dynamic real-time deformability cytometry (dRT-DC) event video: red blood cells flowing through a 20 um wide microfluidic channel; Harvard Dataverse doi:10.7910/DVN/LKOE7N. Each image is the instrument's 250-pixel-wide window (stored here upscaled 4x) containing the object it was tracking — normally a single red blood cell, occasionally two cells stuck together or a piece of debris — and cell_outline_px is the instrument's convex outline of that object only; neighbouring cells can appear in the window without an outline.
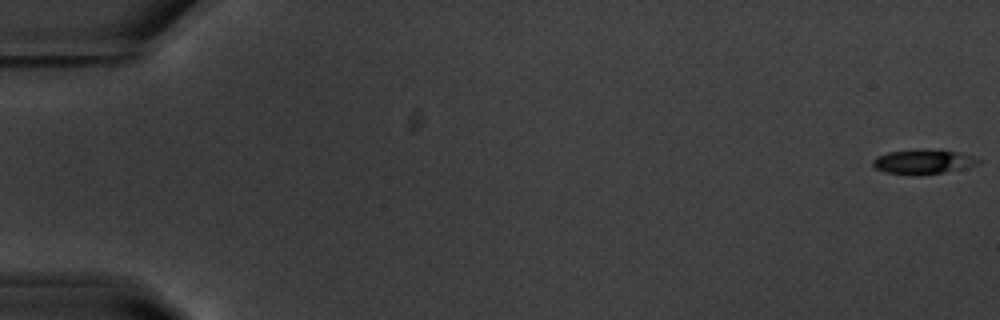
{"species": "common noctule bat (a hibernating species)", "species_latin": "Nyctalus noctula", "temperature_condition": "warm", "stored_images_in_passage": 18, "camera_frame_rate_fps": 3000, "um_per_image_px": 0.085, "animal": {"sex": "male", "body_mass_g": 20.1, "forearm_length_mm": 53.5}, "frame": {"image": 1, "passage_image": 1, "time_ms": 0.0, "image_size_px": [1000, 320], "cell_outline_px": [[980, 164], [968, 168], [920, 176], [912, 176], [888, 172], [876, 168], [872, 164], [872, 160], [876, 156], [888, 152], [912, 148], [924, 148], [960, 152], [972, 156], [980, 160]], "centroid_in_image_um": [78.48, 13.74], "position_along_channel_um": 6.5, "area_um2": 15.66}}
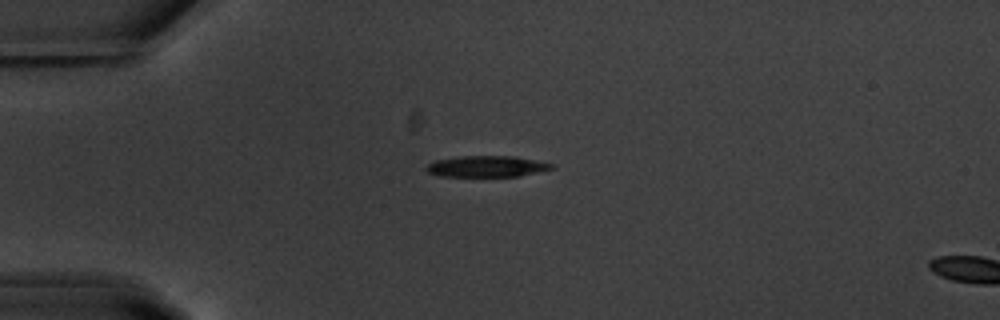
{"frame": {"image": 2, "passage_image": 15, "time_ms": 4.667, "image_size_px": [1000, 320], "cell_outline_px": [[556, 168], [520, 176], [440, 176], [428, 172], [424, 168], [428, 164], [436, 160], [464, 156], [512, 156], [556, 164]], "centroid_in_image_um": [41.41, 14.14], "position_along_channel_um": 43.6, "area_um2": 15.37}}